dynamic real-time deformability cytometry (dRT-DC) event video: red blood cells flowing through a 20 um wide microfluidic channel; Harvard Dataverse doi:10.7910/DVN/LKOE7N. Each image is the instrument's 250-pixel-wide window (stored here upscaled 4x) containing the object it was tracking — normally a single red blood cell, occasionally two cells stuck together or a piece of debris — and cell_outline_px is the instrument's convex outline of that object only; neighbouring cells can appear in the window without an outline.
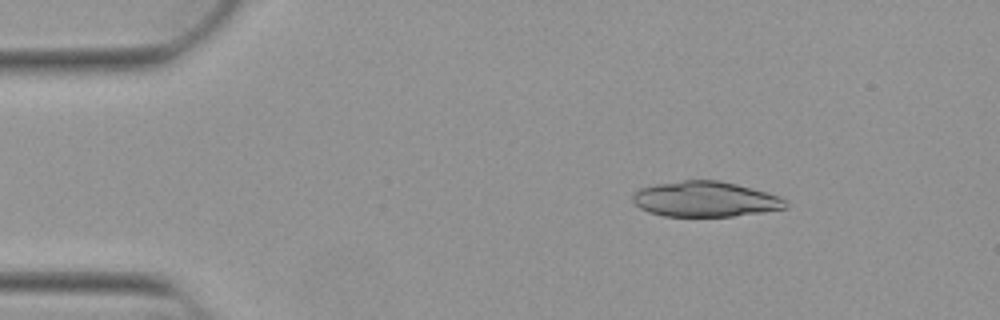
{"species": "Egyptian fruit bat (a non-hibernating species)", "species_latin": "Rousettus aegyptiacus", "temperature_condition": "warm", "stored_images_in_passage": 52, "camera_frame_rate_fps": 3000, "um_per_image_px": 0.085, "animal": {"sex": "female"}, "frame": {"image": 1, "passage_image": 8, "time_ms": 2.333, "image_size_px": [1000, 320], "cell_outline_px": [[788, 208], [764, 212], [732, 216], [664, 216], [648, 212], [640, 208], [632, 200], [632, 192], [640, 188], [656, 184], [684, 180], [716, 180], [736, 184], [752, 188], [780, 196], [788, 204]], "centroid_in_image_um": [59.94, 16.93], "position_along_channel_um": 25.1, "area_um2": 31.56}}
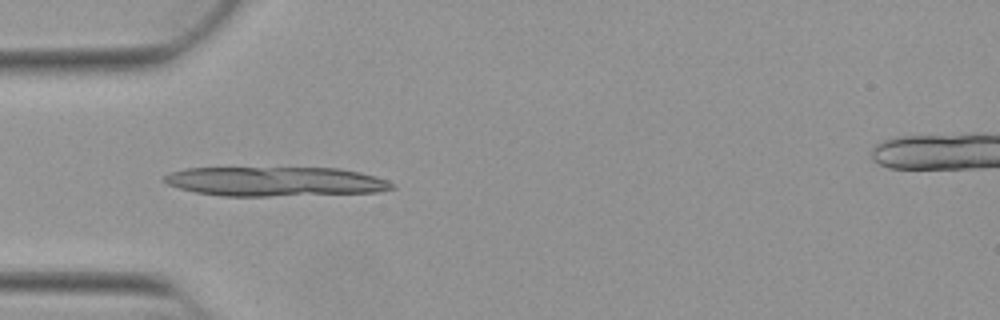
{"frame": {"image": 2, "passage_image": 16, "time_ms": 5.0, "image_size_px": [1000, 320], "cell_outline_px": [[396, 188], [380, 192], [268, 196], [220, 196], [196, 192], [180, 188], [168, 184], [164, 180], [164, 176], [168, 172], [188, 168], [340, 168], [360, 172], [376, 176], [388, 180], [396, 184]], "centroid_in_image_um": [23.45, 15.43], "position_along_channel_um": 61.5, "area_um2": 39.19}}